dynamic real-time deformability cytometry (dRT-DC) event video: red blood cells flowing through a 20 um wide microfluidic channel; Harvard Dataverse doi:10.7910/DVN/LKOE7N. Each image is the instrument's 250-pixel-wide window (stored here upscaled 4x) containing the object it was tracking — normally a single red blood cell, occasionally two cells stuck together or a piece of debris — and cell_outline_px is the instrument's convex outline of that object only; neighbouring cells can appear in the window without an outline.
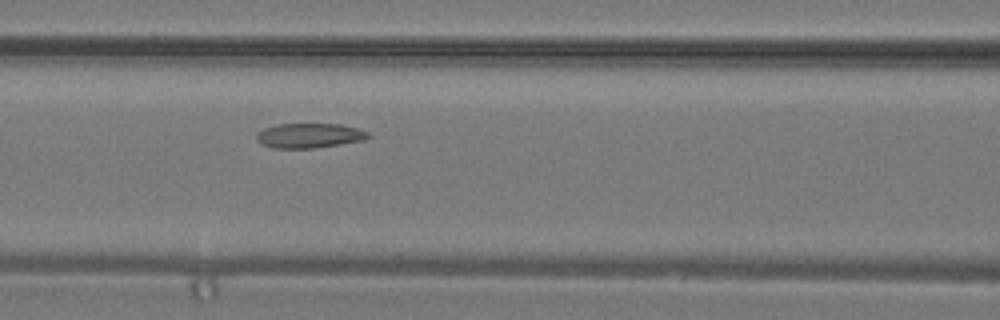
{"species": "common noctule bat (a hibernating species)", "species_latin": "Nyctalus noctula", "temperature_condition": "warm", "stored_images_in_passage": 28, "camera_frame_rate_fps": 3000, "um_per_image_px": 0.085, "animal": {"sex": "male", "body_mass_g": 19.2, "forearm_length_mm": 51.8}, "frame": {"image": 1, "passage_image": 6, "time_ms": 1.667, "image_size_px": [1000, 320], "cell_outline_px": [[372, 136], [364, 140], [316, 148], [272, 148], [260, 144], [256, 140], [256, 136], [264, 128], [276, 124], [340, 124], [356, 128], [368, 132]], "centroid_in_image_um": [26.28, 11.53], "position_along_channel_um": 140.3, "area_um2": 16.13}}
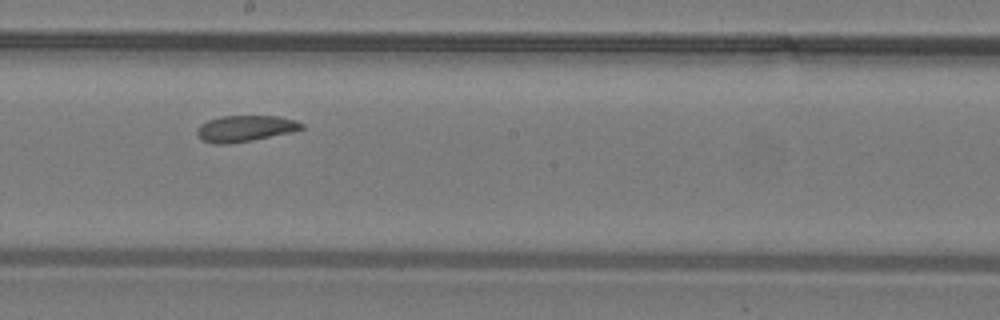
{"frame": {"image": 2, "passage_image": 11, "time_ms": 3.333, "image_size_px": [1000, 320], "cell_outline_px": [[304, 128], [292, 132], [252, 140], [228, 144], [212, 144], [200, 140], [196, 132], [200, 124], [208, 120], [220, 116], [280, 116], [296, 120], [304, 124]], "centroid_in_image_um": [20.82, 10.92], "position_along_channel_um": 227.4, "area_um2": 16.13}}
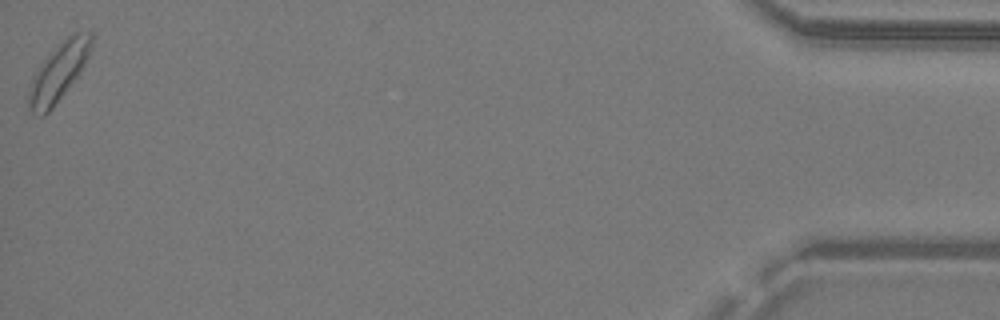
{"frame": {"image": 3, "passage_image": 28, "time_ms": 9.0, "image_size_px": [1000, 320], "cell_outline_px": [[92, 44], [88, 56], [80, 72], [52, 108], [44, 116], [36, 116], [28, 108], [28, 88], [36, 72], [44, 60], [72, 32], [92, 32]], "centroid_in_image_um": [4.97, 6.15], "position_along_channel_um": 430.2, "area_um2": 20.63}}